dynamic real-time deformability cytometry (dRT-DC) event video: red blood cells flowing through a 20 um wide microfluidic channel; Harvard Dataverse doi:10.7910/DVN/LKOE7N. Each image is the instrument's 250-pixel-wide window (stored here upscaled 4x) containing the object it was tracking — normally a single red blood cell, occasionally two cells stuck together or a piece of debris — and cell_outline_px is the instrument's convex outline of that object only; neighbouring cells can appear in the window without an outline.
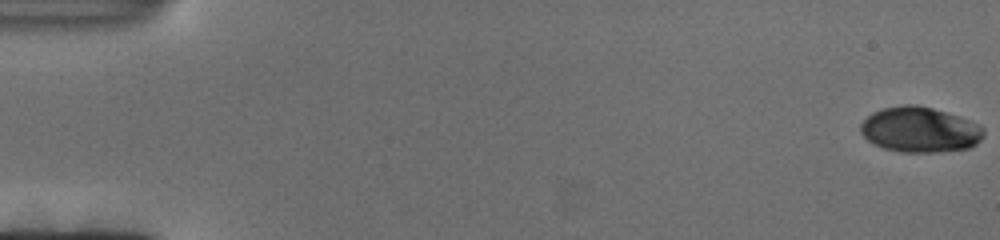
{"species": "human", "species_latin": "Homo sapiens", "temperature_condition": "cold", "stored_images_in_passage": 134, "camera_frame_rate_fps": 3000, "um_per_image_px": 0.085, "donor": {"sex": "female"}, "frame": {"image": 1, "passage_image": 1, "time_ms": 0.0, "image_size_px": [1000, 240], "cell_outline_px": [[984, 136], [976, 144], [968, 148], [940, 152], [900, 152], [884, 148], [868, 140], [860, 132], [860, 124], [872, 112], [884, 108], [900, 104], [916, 104], [948, 112], [980, 124], [984, 128]], "centroid_in_image_um": [78.21, 11.01], "position_along_channel_um": 6.8, "area_um2": 32.71}}
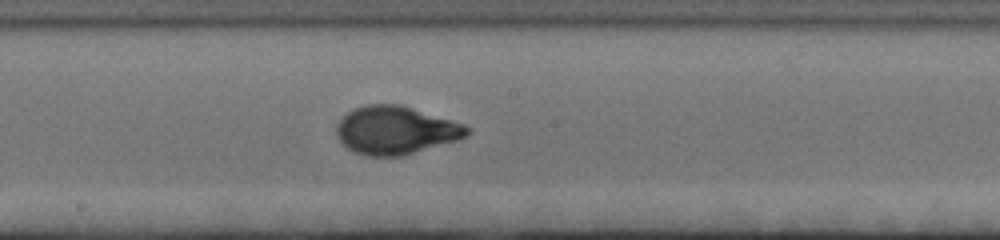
{"frame": {"image": 2, "passage_image": 74, "time_ms": 24.333, "image_size_px": [1000, 240], "cell_outline_px": [[472, 132], [468, 136], [460, 140], [404, 156], [364, 156], [352, 152], [336, 136], [336, 124], [352, 108], [364, 104], [400, 104], [464, 124], [472, 128]], "centroid_in_image_um": [33.66, 11.08], "position_along_channel_um": 214.5, "area_um2": 37.17}}
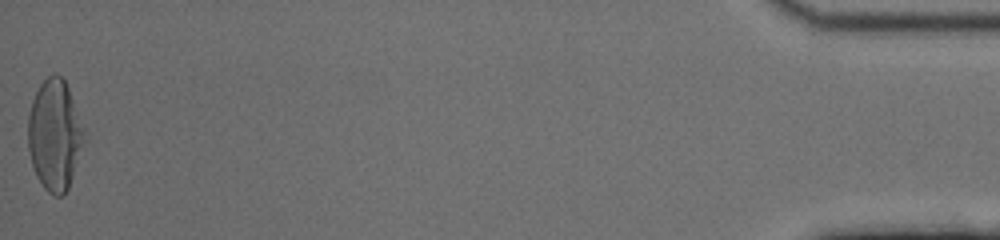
{"frame": {"image": 3, "passage_image": 134, "time_ms": 44.333, "image_size_px": [1000, 240], "cell_outline_px": [[88, 140], [68, 188], [64, 196], [52, 196], [44, 188], [36, 176], [32, 164], [28, 148], [28, 116], [32, 100], [40, 84], [48, 76], [56, 72], [64, 80], [68, 88], [84, 128]], "centroid_in_image_um": [4.68, 11.51], "position_along_channel_um": 430.5, "area_um2": 36.76}}